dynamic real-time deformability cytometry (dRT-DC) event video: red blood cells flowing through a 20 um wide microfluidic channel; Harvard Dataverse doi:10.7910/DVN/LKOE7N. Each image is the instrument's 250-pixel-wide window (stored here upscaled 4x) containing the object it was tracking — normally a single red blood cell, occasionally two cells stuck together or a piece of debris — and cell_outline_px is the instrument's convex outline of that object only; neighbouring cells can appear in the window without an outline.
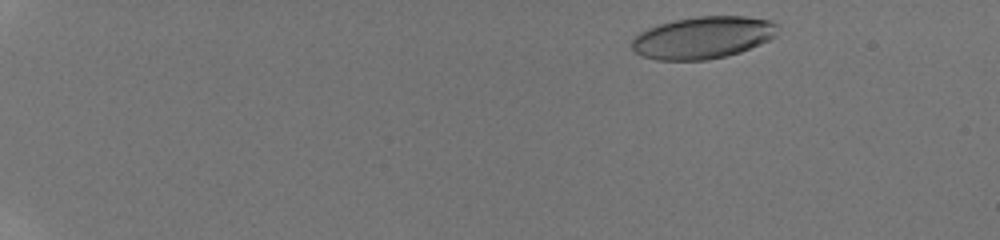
{"species": "human", "species_latin": "Homo sapiens", "temperature_condition": "room temperature", "stored_images_in_passage": 28, "camera_frame_rate_fps": 3000, "um_per_image_px": 0.085, "donor": {"sex": "male"}, "frame": {"image": 1, "passage_image": 3, "time_ms": 0.667, "image_size_px": [1000, 240], "cell_outline_px": [[776, 36], [760, 44], [740, 52], [724, 56], [704, 60], [656, 60], [640, 56], [632, 48], [632, 40], [640, 32], [648, 28], [660, 24], [676, 20], [696, 16], [744, 16], [768, 20], [776, 24]], "centroid_in_image_um": [59.72, 3.2], "position_along_channel_um": 25.3, "area_um2": 35.55}}
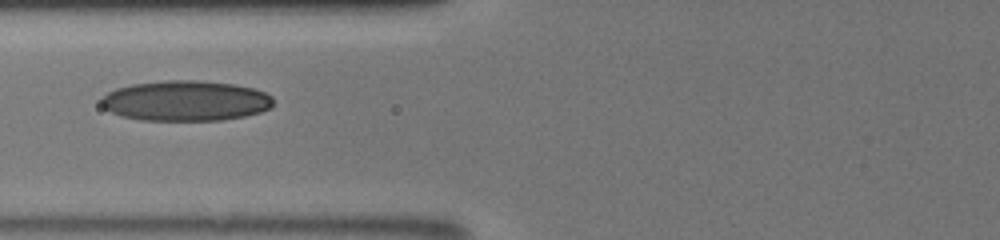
{"frame": {"image": 2, "passage_image": 15, "time_ms": 6.333, "image_size_px": [1000, 240], "cell_outline_px": [[272, 108], [260, 112], [244, 116], [220, 120], [140, 120], [120, 116], [104, 108], [100, 104], [100, 96], [116, 88], [132, 84], [164, 80], [196, 80], [232, 84], [252, 88], [264, 92], [272, 96]], "centroid_in_image_um": [15.73, 8.56], "position_along_channel_um": 110.1, "area_um2": 40.58}}
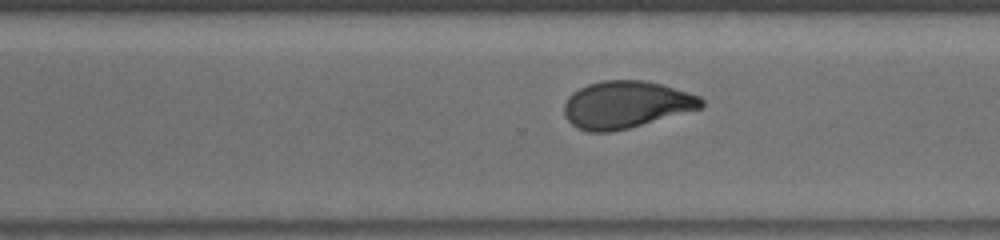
{"frame": {"image": 3, "passage_image": 28, "time_ms": 11.333, "image_size_px": [1000, 240], "cell_outline_px": [[704, 108], [628, 128], [612, 132], [588, 132], [576, 128], [564, 116], [564, 104], [568, 96], [580, 88], [588, 84], [604, 80], [644, 80], [660, 84], [700, 96], [704, 100]], "centroid_in_image_um": [53.21, 8.9], "position_along_channel_um": 317.4, "area_um2": 37.8}}